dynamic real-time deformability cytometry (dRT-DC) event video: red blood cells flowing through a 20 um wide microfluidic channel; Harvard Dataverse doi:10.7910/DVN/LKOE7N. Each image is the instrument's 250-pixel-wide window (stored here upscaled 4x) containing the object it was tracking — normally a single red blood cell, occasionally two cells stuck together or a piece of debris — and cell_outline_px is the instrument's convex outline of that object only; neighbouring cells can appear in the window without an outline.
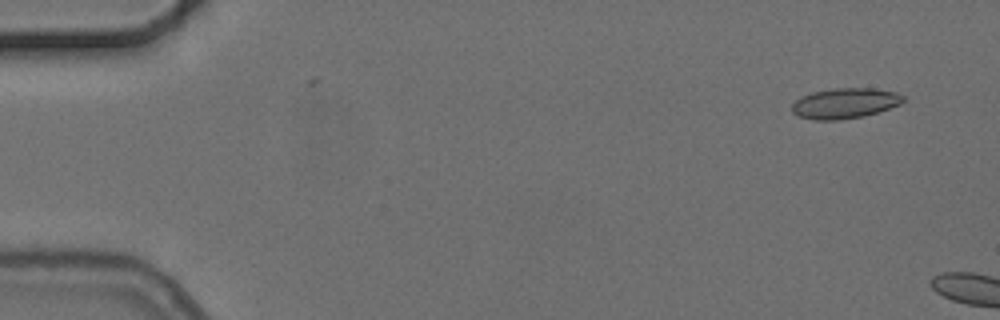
{"species": "common noctule bat (a hibernating species)", "species_latin": "Nyctalus noctula", "temperature_condition": "cold", "stored_images_in_passage": 6, "camera_frame_rate_fps": 3000, "um_per_image_px": 0.085, "animal": {"sex": "female", "body_mass_g": 24.6, "forearm_length_mm": 56.2}, "frame": {"image": 1, "passage_image": 3, "time_ms": 0.667, "image_size_px": [1000, 320], "cell_outline_px": [[904, 100], [900, 104], [864, 116], [836, 120], [816, 120], [800, 116], [792, 112], [792, 104], [796, 100], [812, 92], [832, 88], [872, 88], [896, 92], [904, 96]], "centroid_in_image_um": [71.82, 8.77], "position_along_channel_um": 13.2, "area_um2": 19.48}}